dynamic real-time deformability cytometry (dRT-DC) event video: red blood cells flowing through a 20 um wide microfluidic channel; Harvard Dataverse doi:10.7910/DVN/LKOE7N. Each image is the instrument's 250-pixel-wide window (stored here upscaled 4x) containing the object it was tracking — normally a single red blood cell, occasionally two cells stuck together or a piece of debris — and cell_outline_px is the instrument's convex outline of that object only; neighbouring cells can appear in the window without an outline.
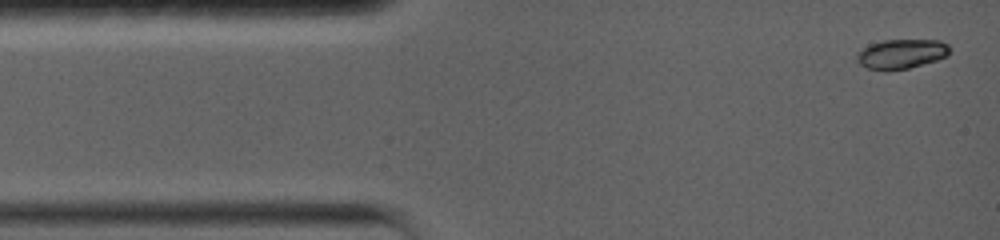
{"species": "common noctule bat (a hibernating species)", "species_latin": "Nyctalus noctula", "temperature_condition": "warm", "stored_images_in_passage": 46, "camera_frame_rate_fps": 5000, "um_per_image_px": 0.085, "animal": {"sex": "female", "body_mass_g": 19.0, "forearm_length_mm": 56.7}, "frame": {"image": 1, "passage_image": 1, "time_ms": 0.0, "image_size_px": [1000, 240], "cell_outline_px": [[948, 56], [936, 60], [908, 68], [888, 72], [868, 68], [860, 64], [856, 60], [856, 56], [868, 44], [884, 40], [940, 40], [948, 44]], "centroid_in_image_um": [76.6, 4.59], "position_along_channel_um": 8.4, "area_um2": 16.01}}
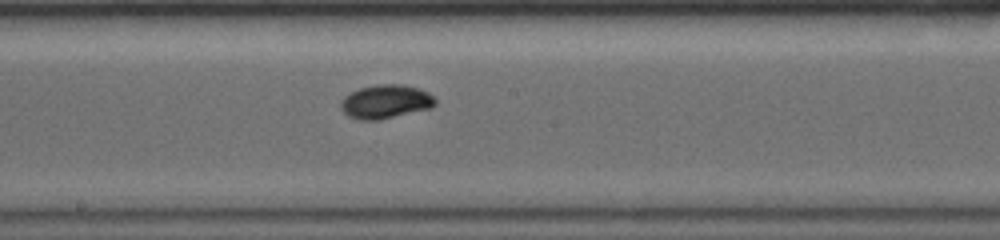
{"frame": {"image": 2, "passage_image": 20, "time_ms": 3.8, "image_size_px": [1000, 240], "cell_outline_px": [[436, 104], [432, 108], [376, 120], [360, 120], [348, 116], [340, 108], [340, 100], [344, 96], [360, 88], [376, 84], [404, 84], [428, 92], [436, 100]], "centroid_in_image_um": [32.76, 8.63], "position_along_channel_um": 215.4, "area_um2": 18.55}}
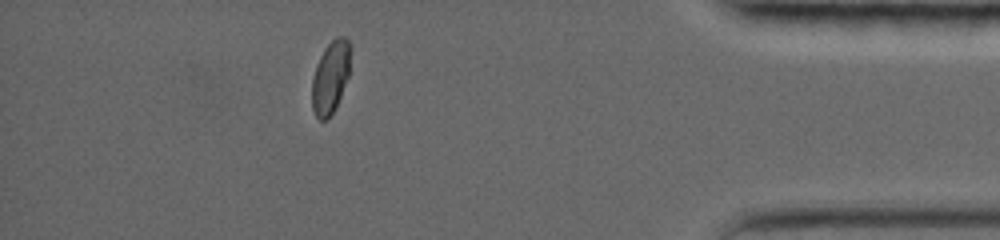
{"frame": {"image": 3, "passage_image": 39, "time_ms": 7.6, "image_size_px": [1000, 240], "cell_outline_px": [[352, 48], [348, 76], [340, 96], [332, 112], [324, 120], [320, 120], [316, 116], [312, 108], [312, 80], [316, 64], [324, 48], [336, 36], [344, 36], [352, 44]], "centroid_in_image_um": [28.11, 6.47], "position_along_channel_um": 407.1, "area_um2": 16.24}}